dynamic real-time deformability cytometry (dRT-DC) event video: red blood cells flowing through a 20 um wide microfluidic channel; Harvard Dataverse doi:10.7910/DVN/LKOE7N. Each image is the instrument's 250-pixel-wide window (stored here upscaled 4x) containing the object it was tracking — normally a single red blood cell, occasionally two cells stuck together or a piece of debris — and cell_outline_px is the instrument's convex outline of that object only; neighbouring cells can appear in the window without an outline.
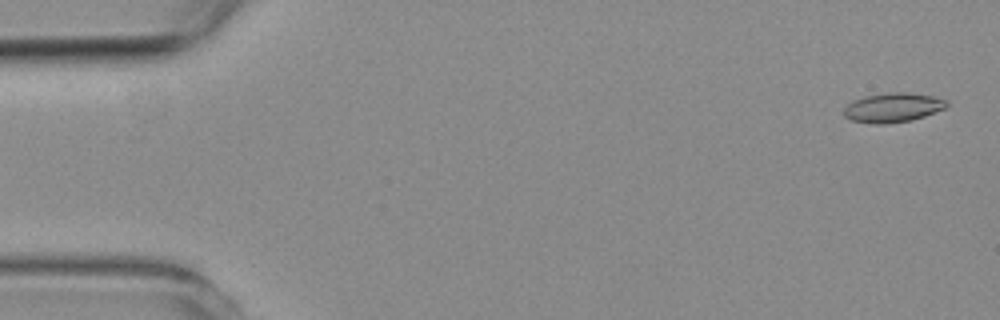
{"species": "common noctule bat (a hibernating species)", "species_latin": "Nyctalus noctula", "temperature_condition": "room temperature", "stored_images_in_passage": 52, "camera_frame_rate_fps": 3000, "um_per_image_px": 0.085, "animal": {"sex": "female", "body_mass_g": 19.3, "forearm_length_mm": 54.1}, "frame": {"image": 1, "passage_image": 2, "time_ms": 0.333, "image_size_px": [1000, 320], "cell_outline_px": [[948, 104], [944, 108], [924, 116], [912, 120], [884, 124], [872, 124], [852, 120], [844, 116], [844, 108], [852, 100], [864, 96], [888, 92], [904, 92], [932, 96], [948, 100]], "centroid_in_image_um": [75.87, 9.14], "position_along_channel_um": 9.1, "area_um2": 17.57}}
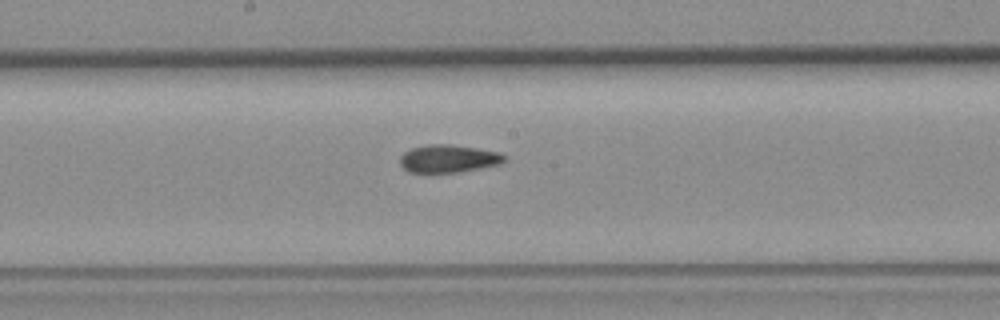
{"frame": {"image": 2, "passage_image": 28, "time_ms": 9.0, "image_size_px": [1000, 320], "cell_outline_px": [[508, 156], [500, 164], [460, 172], [408, 172], [400, 164], [400, 156], [404, 152], [412, 148], [428, 144], [448, 144], [476, 148], [500, 152]], "centroid_in_image_um": [38.13, 13.48], "position_along_channel_um": 210.1, "area_um2": 16.88}}
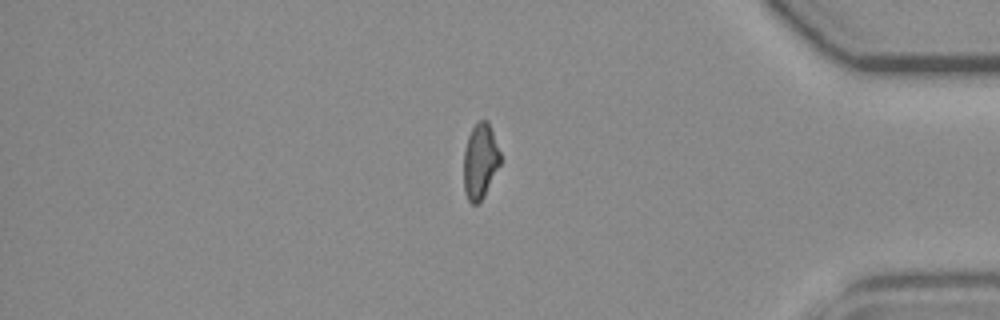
{"frame": {"image": 3, "passage_image": 45, "time_ms": 14.667, "image_size_px": [1000, 320], "cell_outline_px": [[500, 164], [484, 196], [476, 204], [472, 204], [468, 200], [464, 192], [464, 152], [468, 136], [472, 128], [480, 120], [488, 120], [500, 152]], "centroid_in_image_um": [40.81, 13.7], "position_along_channel_um": 394.4, "area_um2": 15.9}}